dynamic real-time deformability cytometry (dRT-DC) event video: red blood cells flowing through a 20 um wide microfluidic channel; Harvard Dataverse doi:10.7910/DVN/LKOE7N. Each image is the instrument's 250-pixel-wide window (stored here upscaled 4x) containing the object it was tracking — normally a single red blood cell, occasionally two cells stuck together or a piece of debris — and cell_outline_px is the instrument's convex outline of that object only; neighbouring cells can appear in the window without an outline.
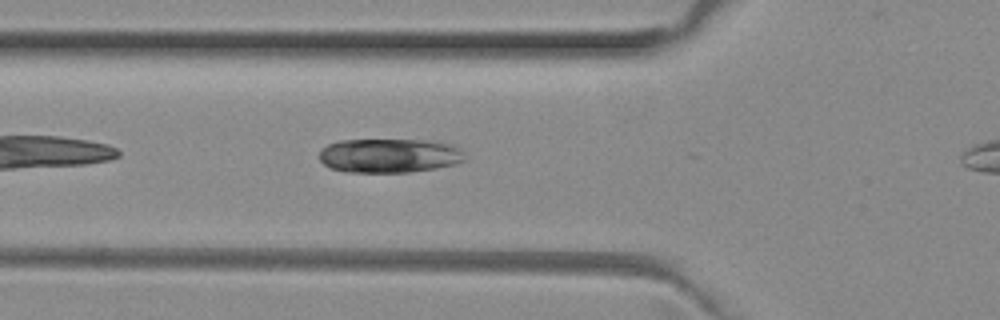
{"species": "common noctule bat (a hibernating species)", "species_latin": "Nyctalus noctula", "temperature_condition": "room temperature", "stored_images_in_passage": 11, "camera_frame_rate_fps": 3000, "um_per_image_px": 0.085, "animal": {"sex": "female", "body_mass_g": 29.2, "forearm_length_mm": 56.3}, "frame": {"image": 1, "passage_image": 5, "time_ms": 1.333, "image_size_px": [1000, 320], "cell_outline_px": [[464, 160], [456, 164], [436, 168], [408, 172], [344, 172], [332, 168], [324, 164], [320, 160], [320, 148], [328, 144], [340, 140], [432, 140], [452, 144], [460, 148]], "centroid_in_image_um": [33.08, 13.22], "position_along_channel_um": 92.7, "area_um2": 29.07}}
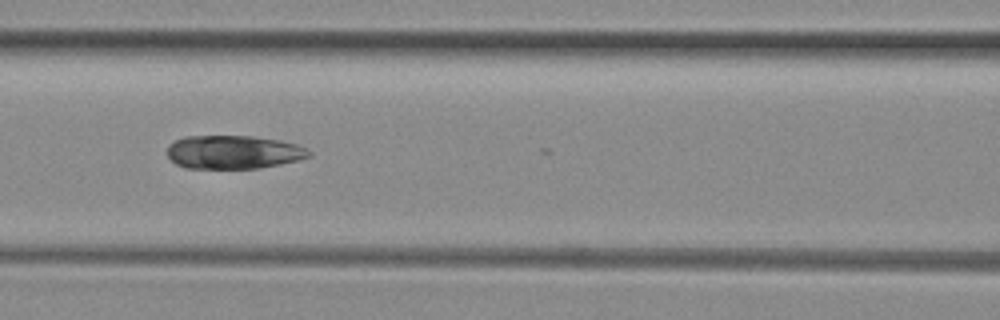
{"frame": {"image": 2, "passage_image": 9, "time_ms": 2.667, "image_size_px": [1000, 320], "cell_outline_px": [[312, 156], [280, 164], [260, 168], [184, 168], [176, 164], [168, 156], [168, 144], [184, 136], [252, 136], [280, 140], [296, 144], [312, 152]], "centroid_in_image_um": [19.83, 12.93], "position_along_channel_um": 146.8, "area_um2": 27.63}}